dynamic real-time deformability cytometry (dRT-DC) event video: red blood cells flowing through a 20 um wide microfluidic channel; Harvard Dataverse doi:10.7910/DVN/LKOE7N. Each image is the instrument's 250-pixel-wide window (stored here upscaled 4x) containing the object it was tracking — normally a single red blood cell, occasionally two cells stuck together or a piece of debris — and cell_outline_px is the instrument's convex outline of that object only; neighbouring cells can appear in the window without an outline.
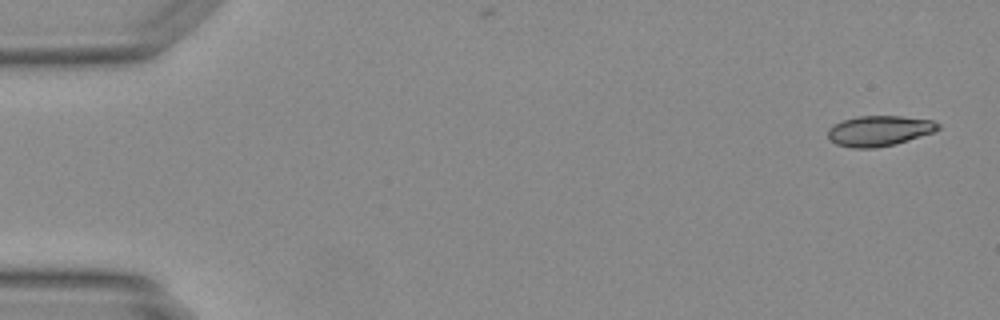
{"species": "Egyptian fruit bat (a non-hibernating species)", "species_latin": "Rousettus aegyptiacus", "temperature_condition": "warm", "stored_images_in_passage": 22, "camera_frame_rate_fps": 3000, "um_per_image_px": 0.085, "animal": {"sex": "female"}, "frame": {"image": 1, "passage_image": 1, "time_ms": 0.0, "image_size_px": [1000, 320], "cell_outline_px": [[940, 128], [932, 132], [908, 140], [876, 148], [852, 148], [836, 144], [828, 136], [828, 128], [844, 120], [860, 116], [900, 116], [932, 120], [940, 124]], "centroid_in_image_um": [74.73, 11.12], "position_along_channel_um": 10.3, "area_um2": 19.19}}
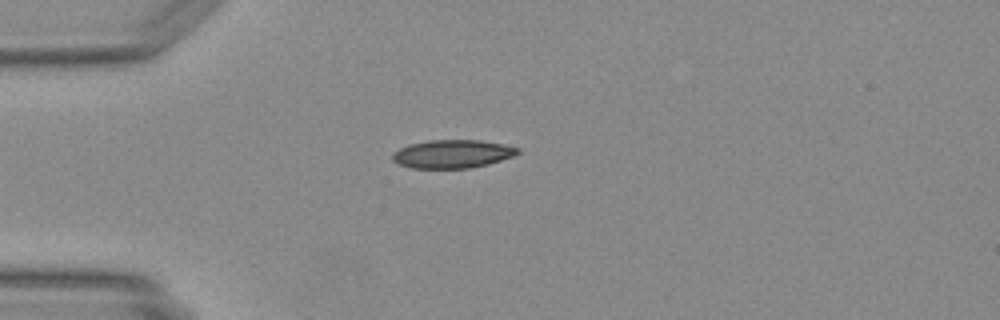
{"frame": {"image": 2, "passage_image": 12, "time_ms": 3.667, "image_size_px": [1000, 320], "cell_outline_px": [[520, 152], [512, 156], [488, 164], [468, 168], [412, 168], [400, 164], [392, 160], [392, 152], [408, 144], [428, 140], [476, 140], [500, 144], [520, 148]], "centroid_in_image_um": [38.41, 13.08], "position_along_channel_um": 46.6, "area_um2": 20.46}}
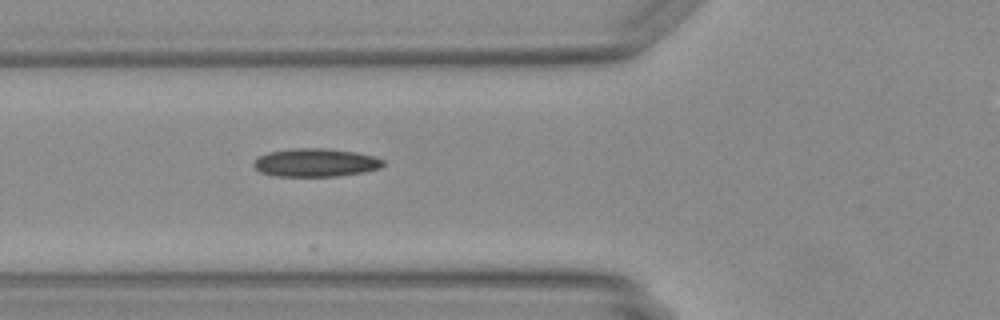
{"frame": {"image": 3, "passage_image": 17, "time_ms": 5.333, "image_size_px": [1000, 320], "cell_outline_px": [[384, 164], [380, 168], [364, 172], [340, 176], [276, 176], [260, 172], [252, 164], [260, 156], [268, 152], [292, 148], [328, 148], [356, 152], [372, 156], [384, 160]], "centroid_in_image_um": [26.84, 13.82], "position_along_channel_um": 99.0, "area_um2": 21.33}}